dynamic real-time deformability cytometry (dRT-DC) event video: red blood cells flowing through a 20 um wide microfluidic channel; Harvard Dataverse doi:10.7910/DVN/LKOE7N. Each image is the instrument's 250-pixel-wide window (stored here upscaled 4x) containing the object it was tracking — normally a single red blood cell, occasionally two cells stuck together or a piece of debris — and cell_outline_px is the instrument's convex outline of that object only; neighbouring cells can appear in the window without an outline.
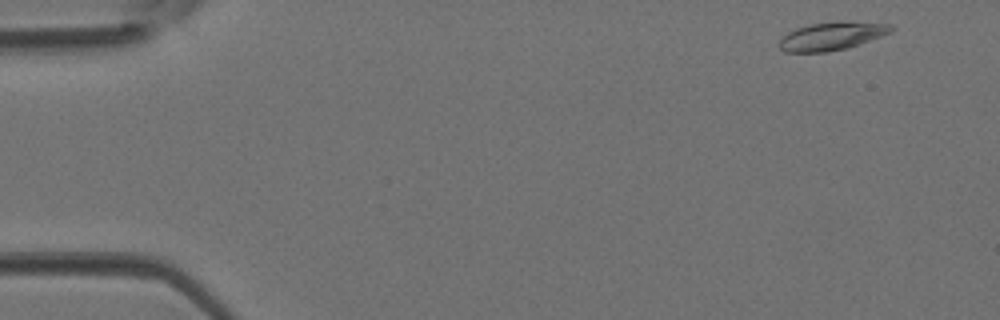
{"species": "Egyptian fruit bat (a non-hibernating species)", "species_latin": "Rousettus aegyptiacus", "temperature_condition": "room temperature", "stored_images_in_passage": 42, "camera_frame_rate_fps": 3000, "um_per_image_px": 0.085, "animal": {"sex": "female"}, "frame": {"image": 1, "passage_image": 1, "time_ms": 0.0, "image_size_px": [1000, 320], "cell_outline_px": [[896, 28], [892, 32], [848, 48], [828, 52], [784, 52], [780, 48], [780, 40], [788, 32], [796, 28], [808, 24], [840, 20], [892, 24]], "centroid_in_image_um": [70.74, 3.05], "position_along_channel_um": 14.3, "area_um2": 18.61}}
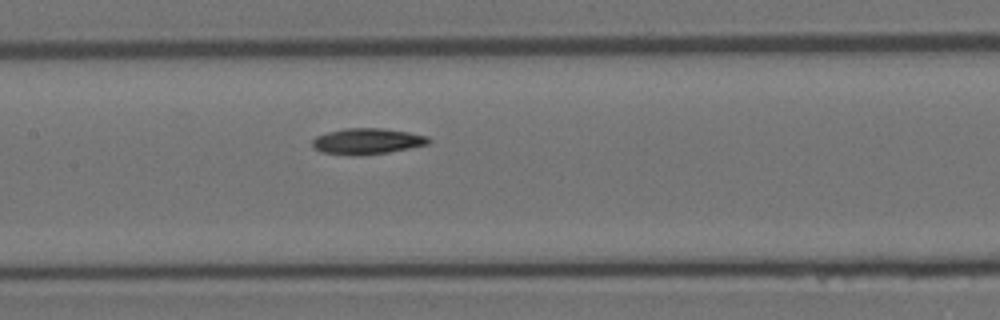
{"frame": {"image": 2, "passage_image": 19, "time_ms": 6.0, "image_size_px": [1000, 320], "cell_outline_px": [[432, 140], [428, 144], [388, 152], [320, 152], [312, 148], [312, 140], [316, 136], [328, 132], [344, 128], [380, 128], [408, 132], [428, 136]], "centroid_in_image_um": [31.23, 11.95], "position_along_channel_um": 176.2, "area_um2": 16.65}}
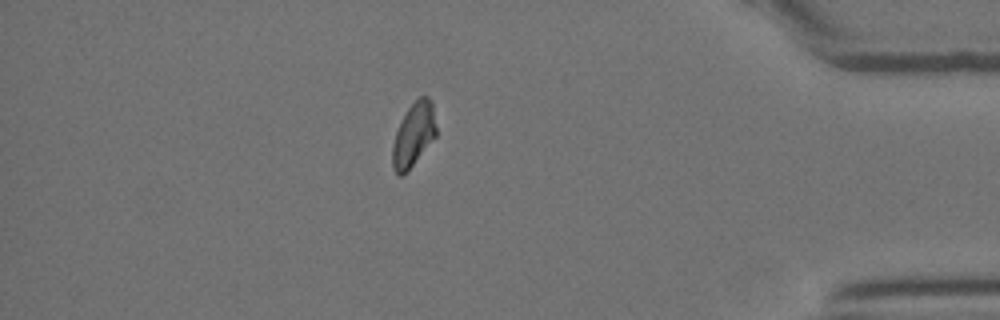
{"frame": {"image": 3, "passage_image": 36, "time_ms": 11.667, "image_size_px": [1000, 320], "cell_outline_px": [[436, 136], [412, 164], [400, 176], [392, 168], [392, 144], [396, 132], [408, 108], [420, 96], [428, 96], [432, 100], [436, 128]], "centroid_in_image_um": [35.16, 11.41], "position_along_channel_um": 400.0, "area_um2": 15.78}}